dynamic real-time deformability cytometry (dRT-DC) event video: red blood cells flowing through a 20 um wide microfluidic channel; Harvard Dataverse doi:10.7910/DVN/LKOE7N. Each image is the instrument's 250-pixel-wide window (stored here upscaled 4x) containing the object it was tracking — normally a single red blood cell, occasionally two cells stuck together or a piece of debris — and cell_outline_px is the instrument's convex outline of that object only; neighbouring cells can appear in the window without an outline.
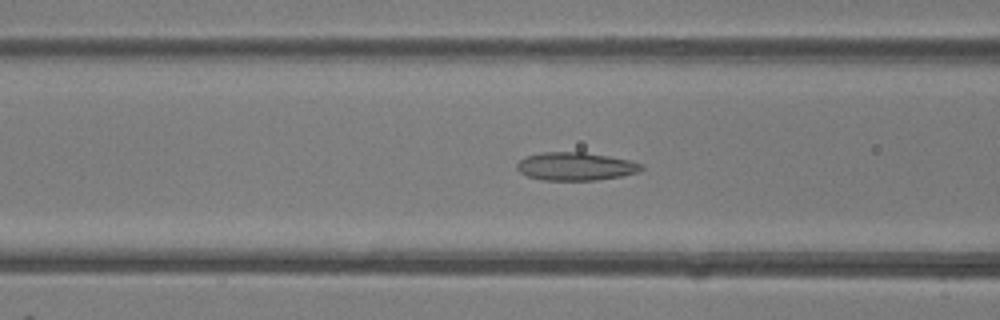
{"species": "common noctule bat (a hibernating species)", "species_latin": "Nyctalus noctula", "temperature_condition": "room temperature", "stored_images_in_passage": 47, "camera_frame_rate_fps": 3000, "um_per_image_px": 0.085, "animal": {"sex": "female"}, "frame": {"image": 1, "passage_image": 18, "time_ms": 5.667, "image_size_px": [1000, 320], "cell_outline_px": [[644, 168], [636, 172], [620, 176], [596, 180], [540, 180], [528, 176], [520, 172], [516, 168], [516, 164], [524, 156], [540, 152], [584, 152], [608, 156], [628, 160], [644, 164]], "centroid_in_image_um": [48.88, 14.13], "position_along_channel_um": 117.7, "area_um2": 20.4}}
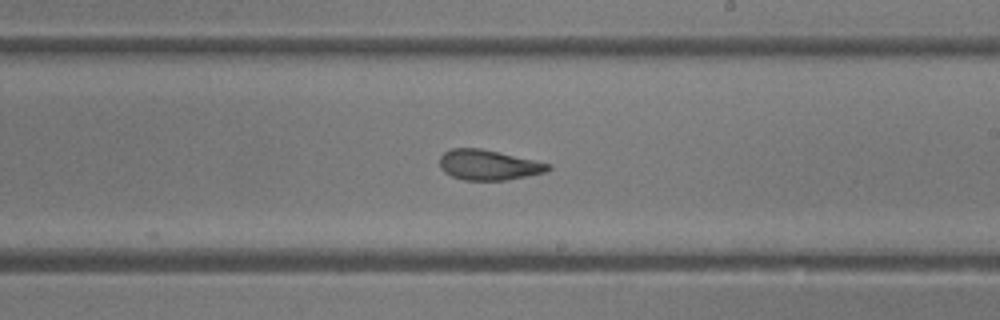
{"frame": {"image": 2, "passage_image": 27, "time_ms": 8.667, "image_size_px": [1000, 320], "cell_outline_px": [[552, 168], [544, 172], [508, 180], [464, 180], [452, 176], [444, 172], [440, 168], [440, 156], [444, 152], [452, 148], [480, 148], [552, 164]], "centroid_in_image_um": [41.51, 14.02], "position_along_channel_um": 247.5, "area_um2": 19.02}}
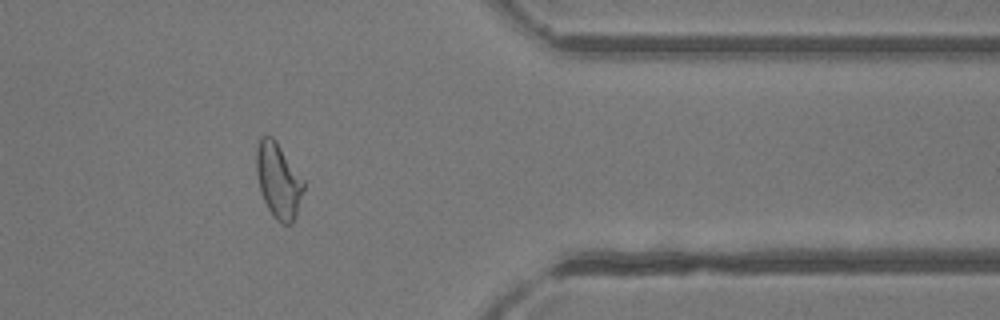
{"frame": {"image": 3, "passage_image": 38, "time_ms": 12.333, "image_size_px": [1000, 320], "cell_outline_px": [[304, 188], [296, 216], [292, 224], [280, 224], [272, 216], [260, 192], [256, 172], [256, 148], [260, 136], [272, 136], [276, 140], [304, 180]], "centroid_in_image_um": [23.65, 15.35], "position_along_channel_um": 387.8, "area_um2": 20.87}, "authors_computed_cell_mechanics": {"area_um2": 21.097, "velocity_mm_per_s": 4.3224, "shape_relaxation_time_tau1_ms": null, "shape_relaxation_time_tau2_ms": 1.578, "deformation_change_tau1": null, "deformation_change_tau2": 0.091}}